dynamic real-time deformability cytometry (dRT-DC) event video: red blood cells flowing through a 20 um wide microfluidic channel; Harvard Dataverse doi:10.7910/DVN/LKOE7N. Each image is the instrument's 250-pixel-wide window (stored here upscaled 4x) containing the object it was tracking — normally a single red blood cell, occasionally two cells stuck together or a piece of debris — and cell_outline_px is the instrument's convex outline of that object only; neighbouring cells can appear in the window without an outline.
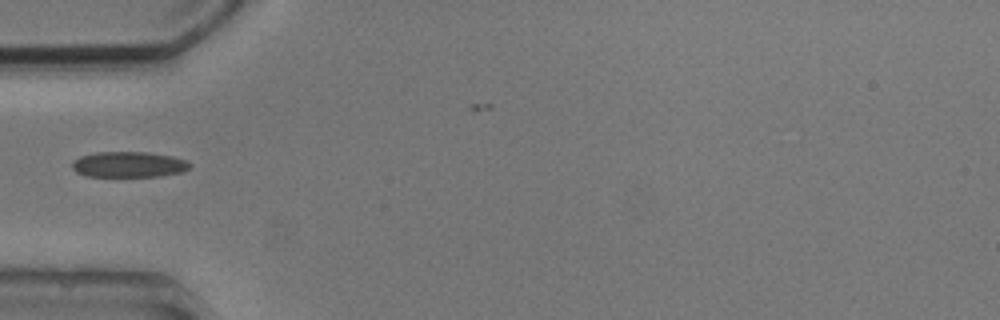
{"species": "common noctule bat (a hibernating species)", "species_latin": "Nyctalus noctula", "temperature_condition": "cold", "stored_images_in_passage": 4, "camera_frame_rate_fps": 3000, "um_per_image_px": 0.085, "animal": {"sex": "male", "body_mass_g": 20.5, "forearm_length_mm": 52.5}, "frame": {"image": 1, "passage_image": 3, "time_ms": 2.333, "image_size_px": [1000, 320], "cell_outline_px": [[192, 168], [184, 172], [160, 176], [84, 176], [76, 172], [72, 168], [72, 164], [80, 156], [96, 152], [148, 152], [172, 156], [184, 160], [192, 164]], "centroid_in_image_um": [10.98, 13.98], "position_along_channel_um": 74.0, "area_um2": 17.69}}